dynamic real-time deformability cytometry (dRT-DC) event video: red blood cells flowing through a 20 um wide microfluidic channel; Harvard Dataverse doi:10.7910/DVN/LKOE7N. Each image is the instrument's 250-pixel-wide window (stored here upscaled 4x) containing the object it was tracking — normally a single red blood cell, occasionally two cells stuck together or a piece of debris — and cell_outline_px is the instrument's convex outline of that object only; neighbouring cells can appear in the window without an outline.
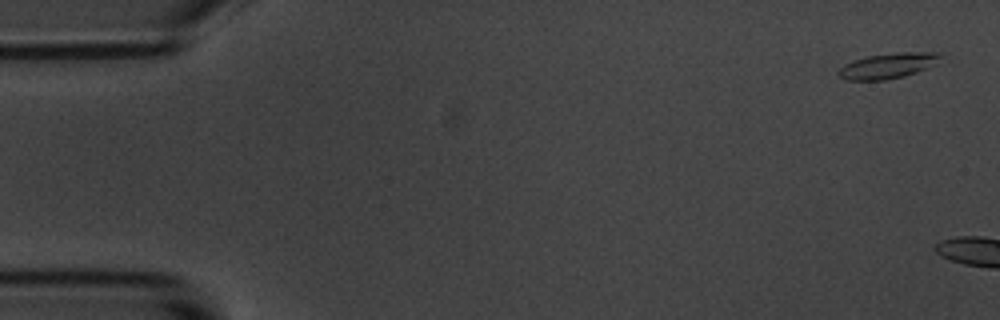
{"species": "common noctule bat (a hibernating species)", "species_latin": "Nyctalus noctula", "temperature_condition": "room temperature", "stored_images_in_passage": 4, "camera_frame_rate_fps": 3000, "um_per_image_px": 0.085, "animal": {"sex": "male", "body_mass_g": 20.1, "forearm_length_mm": 53.5}, "frame": {"image": 1, "passage_image": 1, "time_ms": 0.0, "image_size_px": [1000, 320], "cell_outline_px": [[940, 56], [936, 64], [916, 72], [904, 76], [884, 80], [848, 80], [840, 76], [836, 72], [844, 64], [852, 60], [868, 56], [900, 52], [940, 52]], "centroid_in_image_um": [75.45, 5.58], "position_along_channel_um": 9.5, "area_um2": 14.97}}